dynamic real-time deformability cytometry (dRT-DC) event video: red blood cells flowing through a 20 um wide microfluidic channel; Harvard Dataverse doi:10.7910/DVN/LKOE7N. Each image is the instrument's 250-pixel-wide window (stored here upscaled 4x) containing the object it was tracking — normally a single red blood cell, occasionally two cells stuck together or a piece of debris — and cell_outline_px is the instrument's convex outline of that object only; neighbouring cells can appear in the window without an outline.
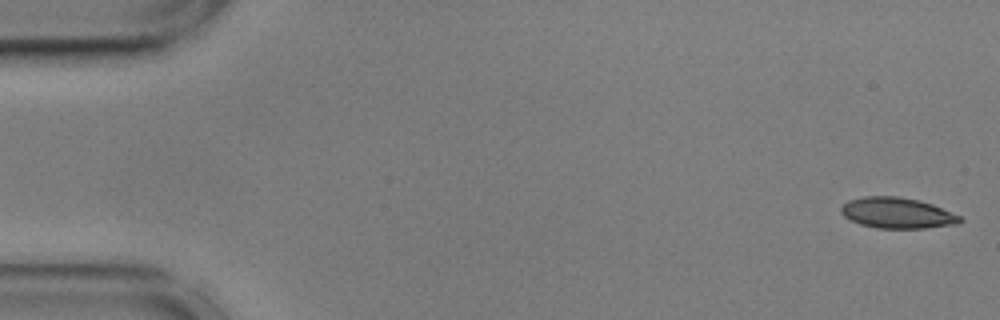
{"species": "common noctule bat (a hibernating species)", "species_latin": "Nyctalus noctula", "temperature_condition": "cold", "stored_images_in_passage": 26, "camera_frame_rate_fps": 3000, "um_per_image_px": 0.085, "animal": {"sex": "male", "body_mass_g": 17.9, "forearm_length_mm": 54.2}, "frame": {"image": 1, "passage_image": 1, "time_ms": 0.0, "image_size_px": [1000, 320], "cell_outline_px": [[964, 220], [960, 224], [924, 228], [876, 228], [860, 224], [844, 216], [840, 212], [840, 208], [848, 200], [864, 196], [896, 196], [920, 200], [932, 204], [960, 216]], "centroid_in_image_um": [76.27, 18.1], "position_along_channel_um": 8.7, "area_um2": 21.39}}
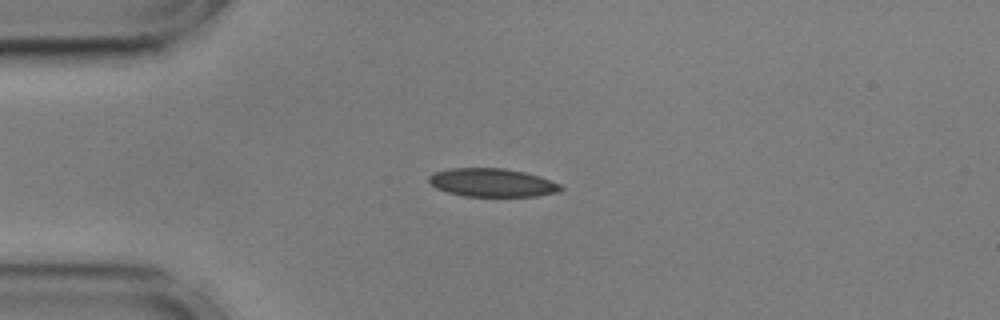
{"frame": {"image": 2, "passage_image": 13, "time_ms": 4.0, "image_size_px": [1000, 320], "cell_outline_px": [[564, 188], [556, 192], [536, 196], [464, 196], [448, 192], [436, 188], [428, 180], [428, 176], [432, 172], [448, 168], [504, 168], [524, 172], [540, 176], [560, 184]], "centroid_in_image_um": [41.8, 15.51], "position_along_channel_um": 43.2, "area_um2": 21.79}}
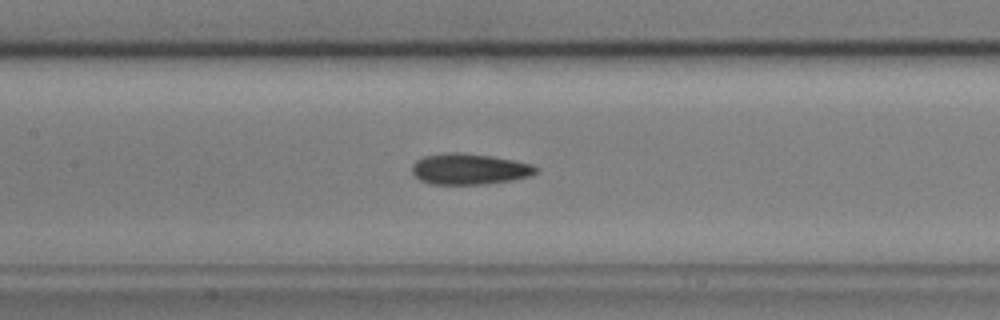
{"frame": {"image": 3, "passage_image": 25, "time_ms": 8.0, "image_size_px": [1000, 320], "cell_outline_px": [[540, 168], [532, 176], [512, 180], [488, 184], [432, 184], [420, 180], [412, 172], [412, 164], [416, 160], [424, 156], [448, 152], [460, 152], [492, 156], [532, 164]], "centroid_in_image_um": [39.91, 14.37], "position_along_channel_um": 167.5, "area_um2": 22.48}}